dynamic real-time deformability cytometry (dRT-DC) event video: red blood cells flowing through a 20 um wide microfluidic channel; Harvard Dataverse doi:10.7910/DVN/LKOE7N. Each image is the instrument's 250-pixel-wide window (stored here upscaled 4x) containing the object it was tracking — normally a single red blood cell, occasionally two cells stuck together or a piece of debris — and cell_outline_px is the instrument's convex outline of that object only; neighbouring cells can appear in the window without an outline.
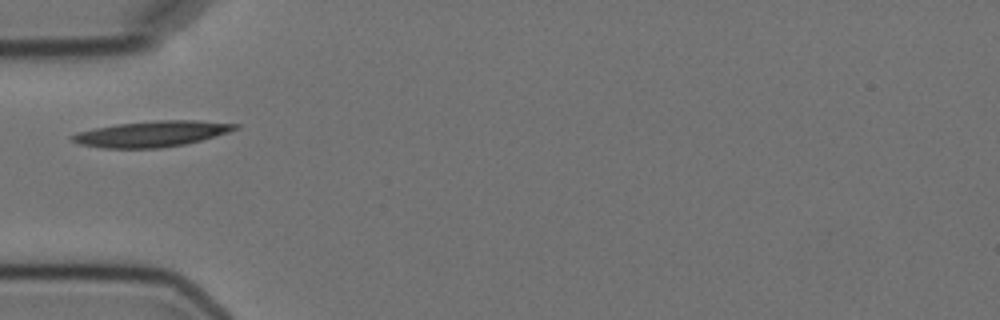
{"species": "Egyptian fruit bat (a non-hibernating species)", "species_latin": "Rousettus aegyptiacus", "temperature_condition": "cold", "stored_images_in_passage": 11, "camera_frame_rate_fps": 3000, "um_per_image_px": 0.085, "animal": {"sex": "female"}, "frame": {"image": 1, "passage_image": 1, "time_ms": 0.0, "image_size_px": [1000, 320], "cell_outline_px": [[240, 128], [228, 132], [200, 140], [184, 144], [160, 148], [100, 148], [80, 144], [72, 140], [68, 136], [76, 132], [116, 124], [156, 120], [196, 120], [240, 124]], "centroid_in_image_um": [12.88, 11.37], "position_along_channel_um": 72.1, "area_um2": 24.51}}
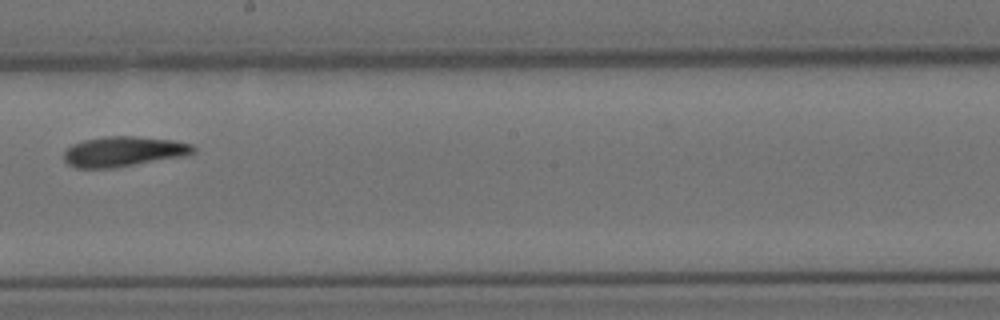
{"frame": {"image": 2, "passage_image": 5, "time_ms": 4.667, "image_size_px": [1000, 320], "cell_outline_px": [[196, 152], [188, 156], [116, 168], [76, 168], [68, 164], [64, 160], [64, 152], [72, 144], [84, 140], [108, 136], [136, 136], [172, 140], [192, 144], [196, 148]], "centroid_in_image_um": [10.55, 12.89], "position_along_channel_um": 237.6, "area_um2": 23.06}}
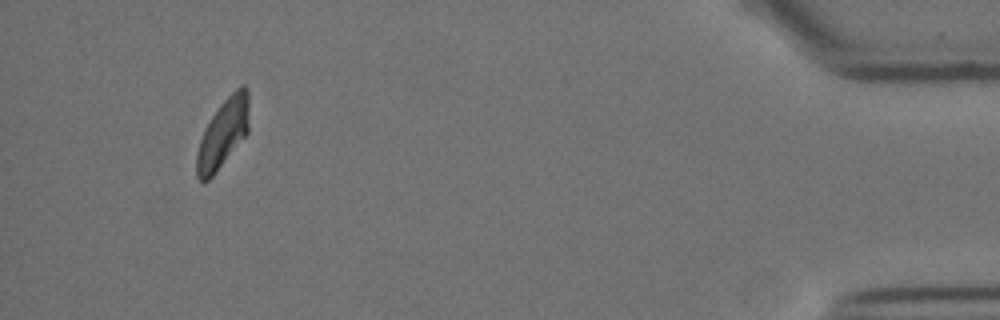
{"frame": {"image": 3, "passage_image": 10, "time_ms": 11.667, "image_size_px": [1000, 320], "cell_outline_px": [[248, 132], [216, 172], [208, 180], [200, 180], [196, 176], [196, 152], [200, 140], [212, 116], [220, 104], [240, 84], [244, 84], [248, 88]], "centroid_in_image_um": [18.96, 11.32], "position_along_channel_um": 416.2, "area_um2": 20.69}}